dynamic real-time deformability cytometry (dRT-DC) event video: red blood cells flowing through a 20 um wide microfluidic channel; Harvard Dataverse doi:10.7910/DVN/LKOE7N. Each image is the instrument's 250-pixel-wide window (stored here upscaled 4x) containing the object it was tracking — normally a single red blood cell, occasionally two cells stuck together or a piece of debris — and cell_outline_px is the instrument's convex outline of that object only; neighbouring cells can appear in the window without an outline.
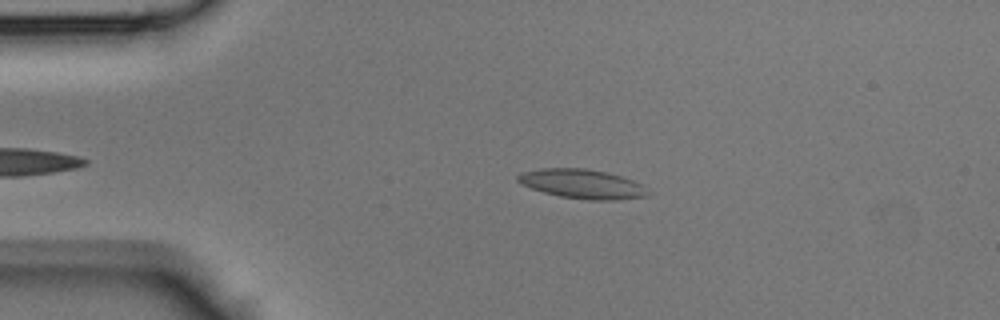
{"species": "Egyptian fruit bat (a non-hibernating species)", "species_latin": "Rousettus aegyptiacus", "temperature_condition": "room temperature", "stored_images_in_passage": 35, "camera_frame_rate_fps": 3000, "um_per_image_px": 0.085, "animal": {"sex": "male"}, "frame": {"image": 1, "passage_image": 5, "time_ms": 1.333, "image_size_px": [1000, 320], "cell_outline_px": [[648, 196], [616, 200], [588, 200], [560, 196], [544, 192], [520, 184], [516, 180], [516, 176], [520, 172], [540, 168], [588, 168], [608, 172], [632, 180], [640, 184], [648, 192]], "centroid_in_image_um": [49.44, 15.62], "position_along_channel_um": 35.6, "area_um2": 22.25}}
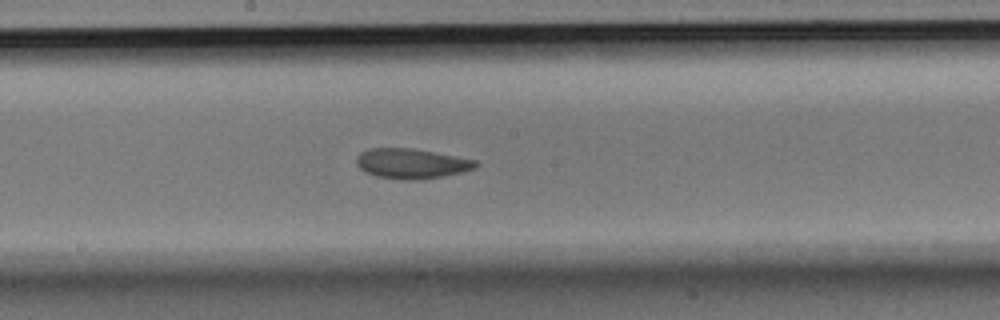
{"frame": {"image": 2, "passage_image": 19, "time_ms": 6.0, "image_size_px": [1000, 320], "cell_outline_px": [[480, 164], [476, 168], [444, 176], [416, 180], [400, 180], [376, 176], [364, 172], [356, 164], [356, 156], [360, 152], [368, 148], [412, 148], [456, 156], [476, 160]], "centroid_in_image_um": [34.95, 13.9], "position_along_channel_um": 213.2, "area_um2": 21.04}}
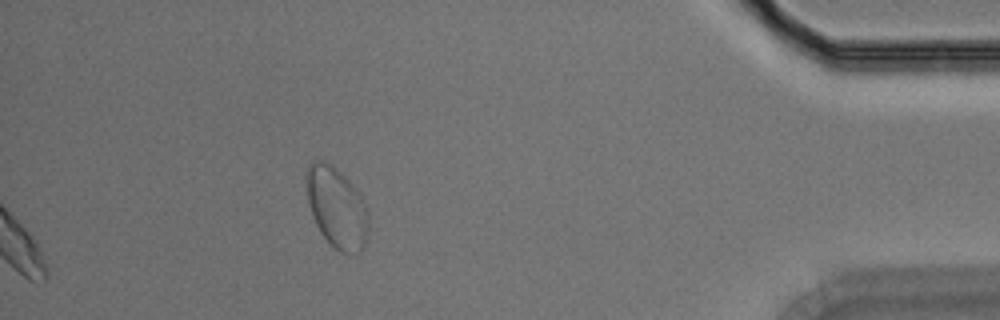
{"frame": {"image": 3, "passage_image": 35, "time_ms": 11.333, "image_size_px": [1000, 320], "cell_outline_px": [[368, 240], [364, 248], [360, 252], [340, 252], [320, 232], [312, 216], [308, 204], [304, 176], [312, 160], [324, 160], [332, 164], [352, 184], [368, 208]], "centroid_in_image_um": [28.61, 17.62], "position_along_channel_um": 406.6, "area_um2": 29.42}}